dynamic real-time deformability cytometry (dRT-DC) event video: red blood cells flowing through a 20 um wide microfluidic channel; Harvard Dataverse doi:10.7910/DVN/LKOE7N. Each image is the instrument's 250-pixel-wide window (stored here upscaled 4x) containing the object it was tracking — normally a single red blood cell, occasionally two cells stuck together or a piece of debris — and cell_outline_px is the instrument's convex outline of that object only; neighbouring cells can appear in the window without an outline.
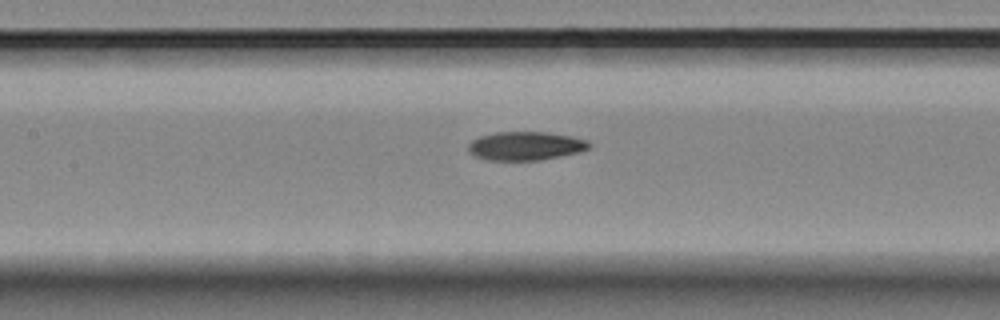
{"species": "Egyptian fruit bat (a non-hibernating species)", "species_latin": "Rousettus aegyptiacus", "temperature_condition": "room temperature", "stored_images_in_passage": 9, "camera_frame_rate_fps": 3000, "um_per_image_px": 0.085, "animal": {"sex": "female"}, "frame": {"image": 1, "passage_image": 9, "time_ms": 2.667, "image_size_px": [1000, 320], "cell_outline_px": [[592, 148], [580, 152], [540, 160], [488, 160], [476, 156], [468, 148], [468, 144], [472, 140], [480, 136], [496, 132], [548, 132], [572, 136], [588, 140], [592, 144]], "centroid_in_image_um": [44.74, 12.39], "position_along_channel_um": 162.7, "area_um2": 20.23}}